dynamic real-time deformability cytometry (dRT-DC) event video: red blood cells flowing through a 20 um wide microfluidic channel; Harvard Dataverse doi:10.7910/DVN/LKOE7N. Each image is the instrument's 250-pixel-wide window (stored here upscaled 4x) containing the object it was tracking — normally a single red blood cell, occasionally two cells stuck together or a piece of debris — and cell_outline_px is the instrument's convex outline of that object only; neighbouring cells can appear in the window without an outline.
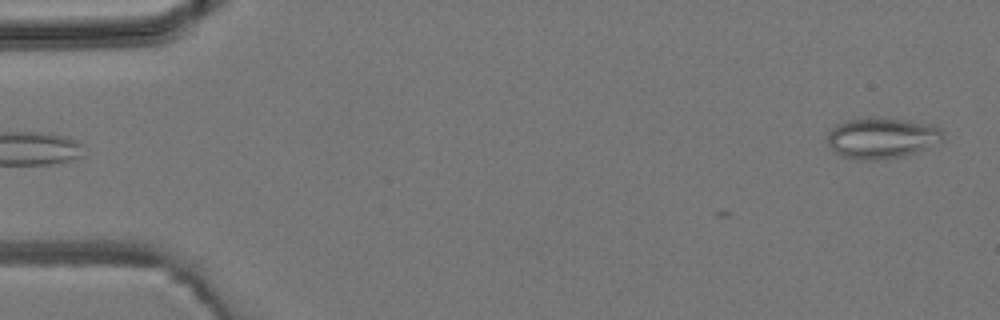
{"species": "common noctule bat (a hibernating species)", "species_latin": "Nyctalus noctula", "temperature_condition": "room temperature", "stored_images_in_passage": 6, "camera_frame_rate_fps": 3000, "um_per_image_px": 0.085, "animal": {"sex": "male", "body_mass_g": 19.2, "forearm_length_mm": 51.8}, "frame": {"image": 1, "passage_image": 1, "time_ms": 0.0, "image_size_px": [1000, 320], "cell_outline_px": [[944, 140], [916, 152], [904, 156], [876, 160], [864, 160], [844, 156], [836, 152], [828, 144], [828, 132], [836, 124], [848, 120], [876, 116], [880, 116], [908, 120], [932, 124], [940, 128]], "centroid_in_image_um": [74.97, 11.7], "position_along_channel_um": 10.0, "area_um2": 27.63}}
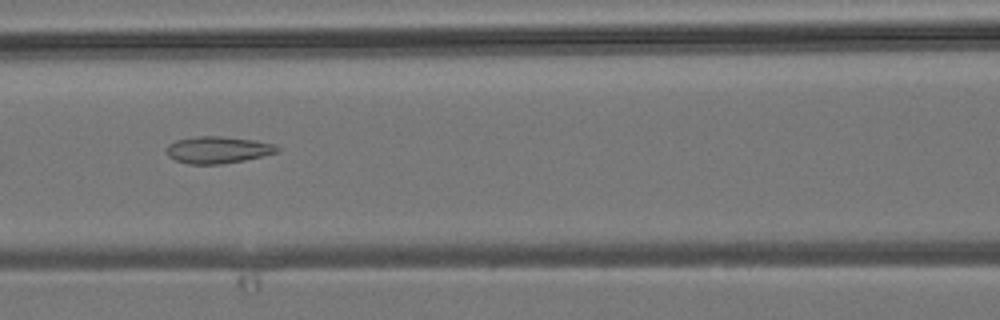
{"frame": {"image": 2, "passage_image": 6, "time_ms": 6.333, "image_size_px": [1000, 320], "cell_outline_px": [[280, 148], [276, 152], [244, 160], [220, 164], [188, 164], [176, 160], [168, 156], [168, 144], [176, 140], [196, 136], [220, 136], [256, 140], [272, 144]], "centroid_in_image_um": [18.49, 12.73], "position_along_channel_um": 148.1, "area_um2": 17.11}}